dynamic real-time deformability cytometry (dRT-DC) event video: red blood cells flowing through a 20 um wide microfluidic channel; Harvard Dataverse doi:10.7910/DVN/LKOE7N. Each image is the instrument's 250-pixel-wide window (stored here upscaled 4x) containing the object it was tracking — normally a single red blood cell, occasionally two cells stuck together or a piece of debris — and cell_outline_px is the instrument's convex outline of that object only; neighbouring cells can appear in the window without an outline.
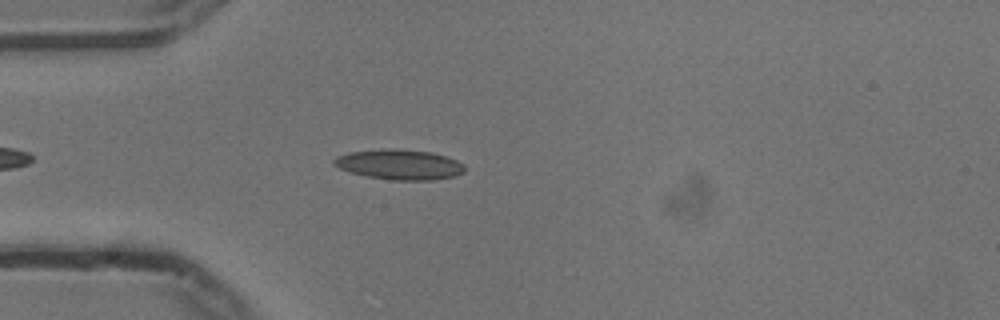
{"species": "common noctule bat (a hibernating species)", "species_latin": "Nyctalus noctula", "temperature_condition": "cold", "stored_images_in_passage": 46, "camera_frame_rate_fps": 3000, "um_per_image_px": 0.085, "animal": {"sex": "male", "body_mass_g": 13.3}, "frame": {"image": 1, "passage_image": 7, "time_ms": 2.0, "image_size_px": [1000, 320], "cell_outline_px": [[464, 172], [456, 176], [432, 180], [392, 180], [368, 176], [352, 172], [340, 168], [332, 164], [332, 160], [336, 156], [348, 152], [380, 148], [396, 148], [432, 152], [456, 160], [464, 164]], "centroid_in_image_um": [33.94, 13.97], "position_along_channel_um": 51.1, "area_um2": 23.12}}
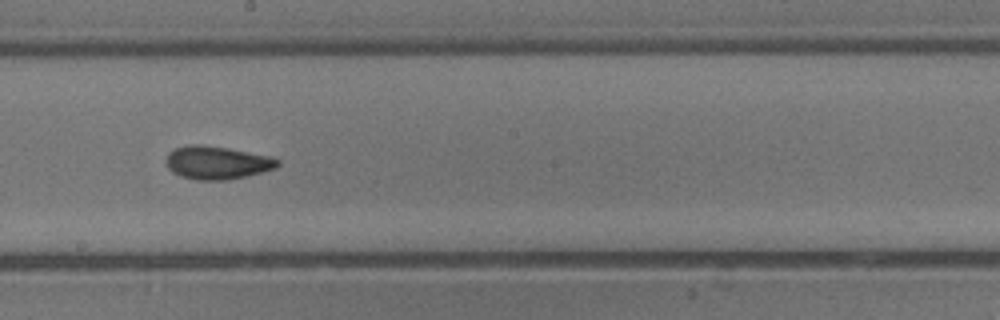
{"frame": {"image": 2, "passage_image": 22, "time_ms": 7.0, "image_size_px": [1000, 320], "cell_outline_px": [[280, 164], [276, 168], [248, 176], [228, 180], [196, 180], [180, 176], [172, 172], [168, 168], [168, 152], [176, 148], [192, 144], [200, 144], [228, 148], [268, 156], [280, 160]], "centroid_in_image_um": [18.47, 13.84], "position_along_channel_um": 229.7, "area_um2": 21.44}}
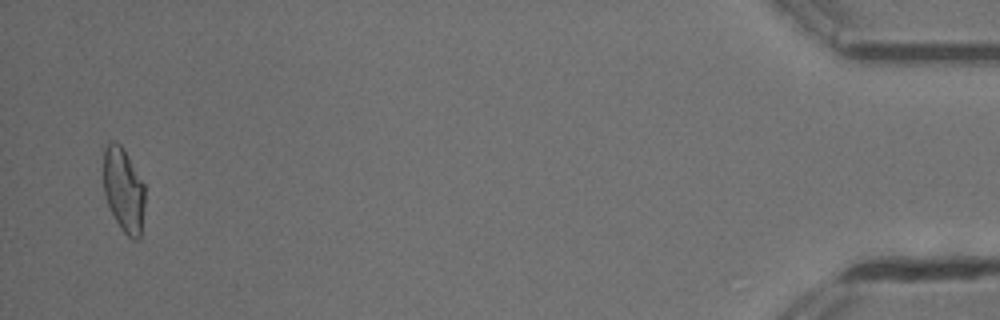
{"frame": {"image": 3, "passage_image": 45, "time_ms": 14.667, "image_size_px": [1000, 320], "cell_outline_px": [[144, 204], [140, 236], [136, 240], [132, 240], [120, 228], [108, 204], [104, 192], [104, 148], [108, 140], [116, 140], [124, 148], [144, 184]], "centroid_in_image_um": [10.5, 16.1], "position_along_channel_um": 424.7, "area_um2": 20.35}, "authors_computed_cell_mechanics": {"area_um2": 20.9525, "velocity_mm_per_s": 3.7421, "shape_relaxation_time_tau1_ms": 7.0575, "shape_relaxation_time_tau2_ms": 2.6909, "deformation_change_tau1": 0.1588, "deformation_change_tau2": 0.0953}}